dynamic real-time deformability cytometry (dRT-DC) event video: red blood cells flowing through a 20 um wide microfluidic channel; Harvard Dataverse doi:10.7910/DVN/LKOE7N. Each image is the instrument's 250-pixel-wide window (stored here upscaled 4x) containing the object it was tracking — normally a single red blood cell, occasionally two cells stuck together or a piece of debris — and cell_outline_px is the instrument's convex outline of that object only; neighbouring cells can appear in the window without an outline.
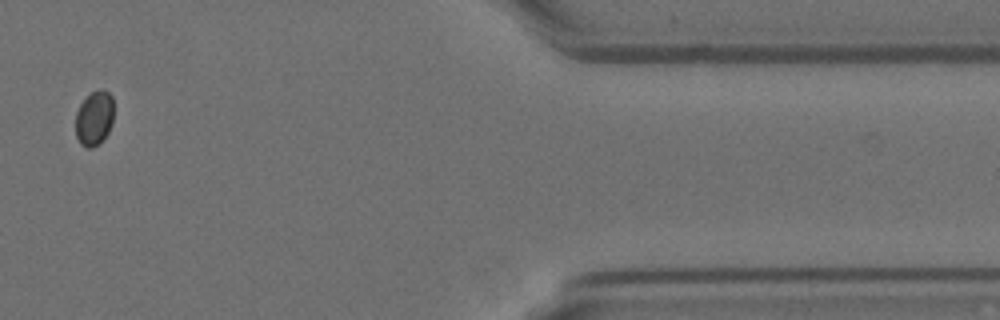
{"species": "Egyptian fruit bat (a non-hibernating species)", "species_latin": "Rousettus aegyptiacus", "temperature_condition": "room temperature", "stored_images_in_passage": 15, "camera_frame_rate_fps": 3000, "um_per_image_px": 0.085, "animal": {"sex": "female"}, "frame": {"image": 1, "passage_image": 13, "time_ms": 4.0, "image_size_px": [1000, 320], "cell_outline_px": [[112, 124], [108, 132], [92, 148], [84, 148], [80, 144], [76, 136], [76, 112], [80, 104], [92, 92], [108, 92], [112, 96]], "centroid_in_image_um": [7.98, 10.09], "position_along_channel_um": 403.4, "area_um2": 11.73}}